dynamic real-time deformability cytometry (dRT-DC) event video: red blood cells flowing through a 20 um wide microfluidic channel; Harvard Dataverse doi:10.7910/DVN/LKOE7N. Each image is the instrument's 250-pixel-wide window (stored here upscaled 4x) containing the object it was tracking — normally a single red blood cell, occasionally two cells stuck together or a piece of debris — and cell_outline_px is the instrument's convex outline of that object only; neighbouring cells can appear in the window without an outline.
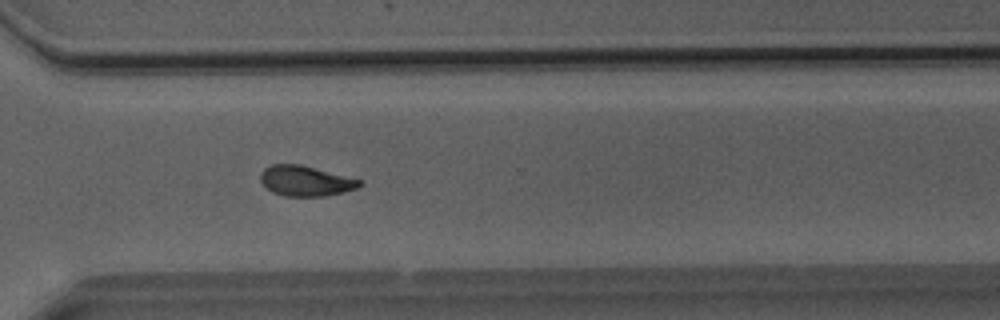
{"species": "Egyptian fruit bat (a non-hibernating species)", "species_latin": "Rousettus aegyptiacus", "temperature_condition": "room temperature", "stored_images_in_passage": 51, "camera_frame_rate_fps": 3000, "um_per_image_px": 0.085, "animal": {"sex": "male"}, "frame": {"image": 1, "passage_image": 37, "time_ms": 12.0, "image_size_px": [1000, 320], "cell_outline_px": [[364, 184], [356, 188], [344, 192], [324, 196], [284, 196], [272, 192], [260, 180], [260, 172], [264, 168], [272, 164], [300, 164], [364, 180]], "centroid_in_image_um": [26.0, 15.37], "position_along_channel_um": 344.6, "area_um2": 17.63}}
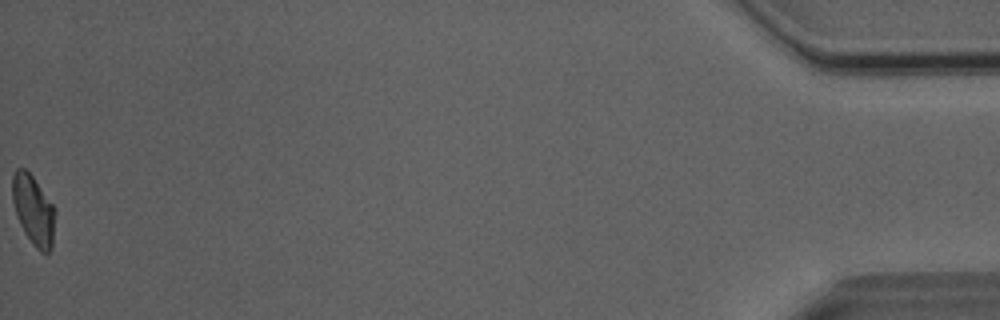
{"frame": {"image": 2, "passage_image": 51, "time_ms": 16.667, "image_size_px": [1000, 320], "cell_outline_px": [[56, 208], [52, 248], [48, 252], [40, 252], [32, 244], [24, 232], [16, 216], [12, 200], [12, 176], [16, 168], [24, 168], [32, 176]], "centroid_in_image_um": [2.84, 17.86], "position_along_channel_um": 432.4, "area_um2": 17.51}, "authors_computed_cell_mechanics": {"area_um2": 18.0914, "velocity_mm_per_s": 4.0485, "shape_relaxation_time_tau1_ms": 7.4507, "shape_relaxation_time_tau2_ms": 2.9722, "deformation_change_tau1": 0.1903, "deformation_change_tau2": 0.0918}}